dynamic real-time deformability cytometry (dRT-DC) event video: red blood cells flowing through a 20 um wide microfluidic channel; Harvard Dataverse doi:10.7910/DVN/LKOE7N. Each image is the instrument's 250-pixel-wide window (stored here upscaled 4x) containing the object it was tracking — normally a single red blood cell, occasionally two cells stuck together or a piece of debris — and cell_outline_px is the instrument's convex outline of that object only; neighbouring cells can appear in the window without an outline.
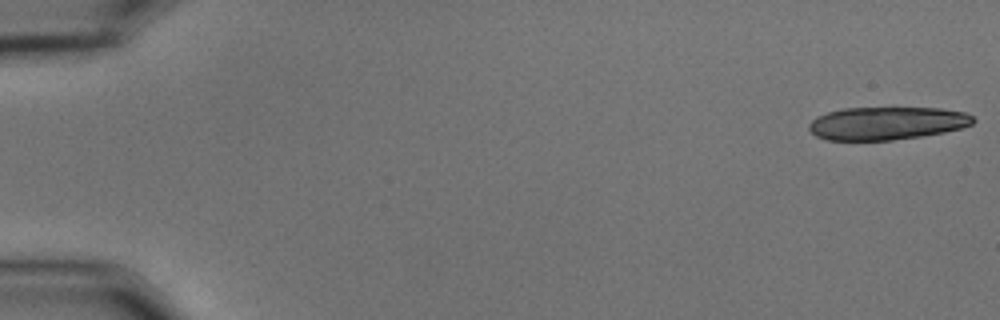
{"species": "common noctule bat (a hibernating species)", "species_latin": "Nyctalus noctula", "temperature_condition": "cold", "stored_images_in_passage": 17, "camera_frame_rate_fps": 3000, "um_per_image_px": 0.085, "animal": {"sex": "male", "body_mass_g": 15.6}, "frame": {"image": 1, "passage_image": 1, "time_ms": 0.0, "image_size_px": [1000, 320], "cell_outline_px": [[976, 120], [972, 124], [960, 128], [944, 132], [920, 136], [892, 140], [828, 140], [816, 136], [808, 128], [808, 124], [816, 116], [828, 112], [844, 108], [940, 108], [964, 112], [972, 116]], "centroid_in_image_um": [75.36, 10.47], "position_along_channel_um": 9.6, "area_um2": 31.44}}